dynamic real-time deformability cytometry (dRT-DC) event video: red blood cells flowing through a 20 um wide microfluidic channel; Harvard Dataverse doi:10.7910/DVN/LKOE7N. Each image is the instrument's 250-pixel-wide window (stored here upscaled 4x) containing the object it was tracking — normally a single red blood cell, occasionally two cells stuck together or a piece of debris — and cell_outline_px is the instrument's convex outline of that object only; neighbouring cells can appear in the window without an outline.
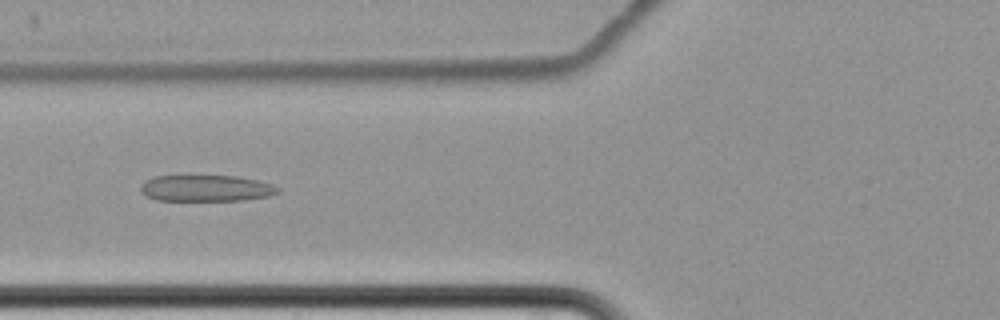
{"species": "common noctule bat (a hibernating species)", "species_latin": "Nyctalus noctula", "temperature_condition": "cold", "stored_images_in_passage": 9, "camera_frame_rate_fps": 3000, "um_per_image_px": 0.085, "animal": {"sex": "female", "body_mass_g": 22.7, "forearm_length_mm": 54.2}, "frame": {"image": 1, "passage_image": 4, "time_ms": 3.667, "image_size_px": [1000, 320], "cell_outline_px": [[280, 192], [268, 196], [244, 200], [156, 200], [144, 196], [140, 192], [140, 188], [148, 180], [156, 176], [184, 172], [236, 176], [256, 180], [272, 184], [280, 188]], "centroid_in_image_um": [17.47, 15.94], "position_along_channel_um": 108.3, "area_um2": 22.08}}
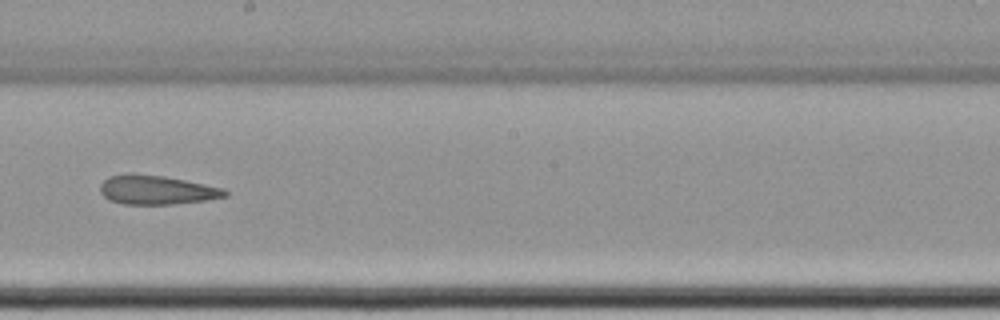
{"frame": {"image": 2, "passage_image": 7, "time_ms": 7.333, "image_size_px": [1000, 320], "cell_outline_px": [[228, 196], [208, 200], [172, 204], [124, 204], [108, 200], [100, 192], [100, 184], [108, 176], [128, 172], [132, 172], [164, 176], [224, 188], [228, 192]], "centroid_in_image_um": [13.28, 16.13], "position_along_channel_um": 234.9, "area_um2": 21.44}}
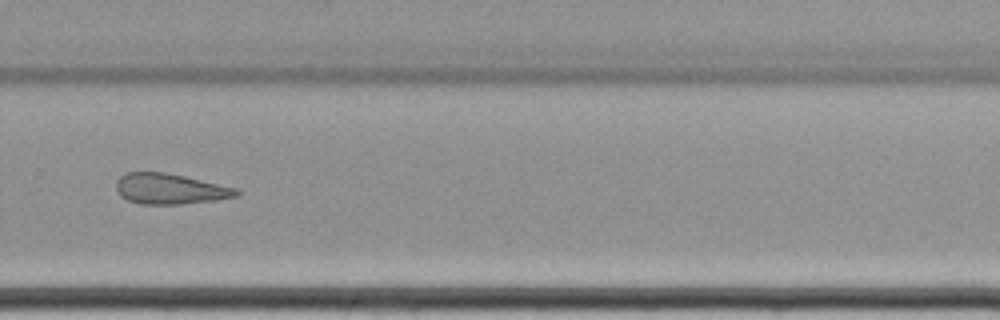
{"frame": {"image": 3, "passage_image": 9, "time_ms": 9.667, "image_size_px": [1000, 320], "cell_outline_px": [[244, 192], [240, 196], [216, 200], [180, 204], [140, 204], [128, 200], [120, 196], [116, 188], [116, 180], [120, 176], [128, 172], [164, 172], [184, 176], [236, 188]], "centroid_in_image_um": [14.47, 16.06], "position_along_channel_um": 315.3, "area_um2": 21.5}}